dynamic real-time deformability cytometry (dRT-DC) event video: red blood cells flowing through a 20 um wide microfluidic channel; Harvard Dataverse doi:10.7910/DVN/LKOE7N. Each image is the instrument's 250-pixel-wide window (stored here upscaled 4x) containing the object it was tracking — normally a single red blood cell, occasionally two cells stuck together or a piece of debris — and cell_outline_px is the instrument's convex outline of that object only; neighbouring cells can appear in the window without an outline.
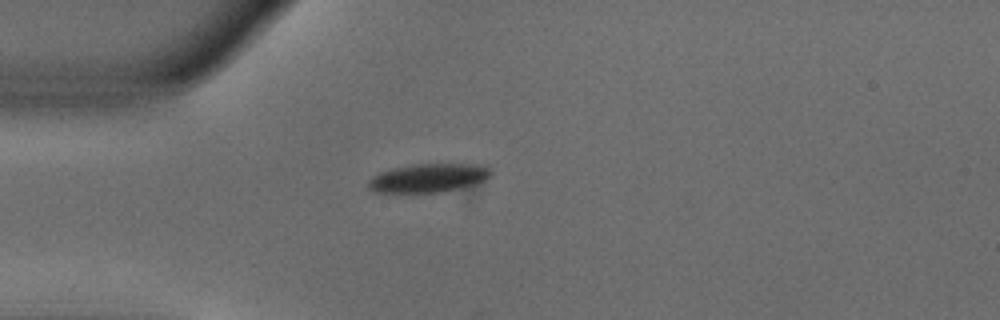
{"species": "common noctule bat (a hibernating species)", "species_latin": "Nyctalus noctula", "temperature_condition": "warm", "stored_images_in_passage": 56, "camera_frame_rate_fps": 3000, "um_per_image_px": 0.085, "animal": {"sex": "male", "body_mass_g": 18.8}, "frame": {"image": 1, "passage_image": 16, "time_ms": 5.0, "image_size_px": [1000, 320], "cell_outline_px": [[492, 172], [476, 192], [468, 200], [376, 192], [368, 188], [368, 180], [372, 176], [380, 172], [392, 168], [412, 164], [480, 164], [488, 168]], "centroid_in_image_um": [36.69, 15.33], "position_along_channel_um": 48.3, "area_um2": 24.62}}